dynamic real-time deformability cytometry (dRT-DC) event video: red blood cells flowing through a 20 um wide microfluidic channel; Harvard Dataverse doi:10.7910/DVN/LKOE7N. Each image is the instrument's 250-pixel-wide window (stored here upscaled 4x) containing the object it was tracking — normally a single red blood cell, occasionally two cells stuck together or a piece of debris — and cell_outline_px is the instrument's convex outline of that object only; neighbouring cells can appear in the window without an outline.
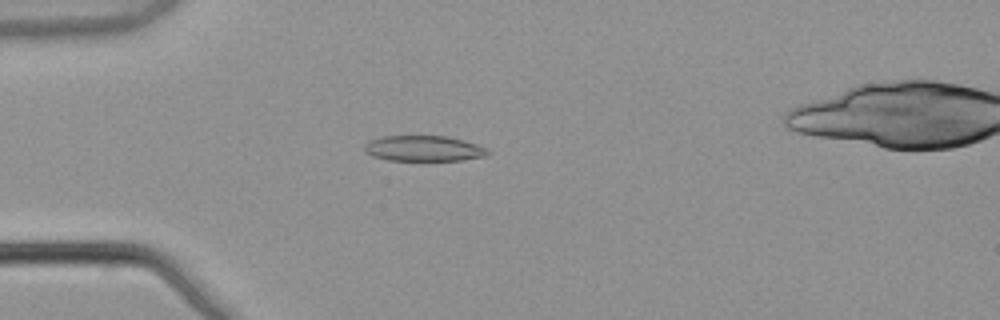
{"species": "common noctule bat (a hibernating species)", "species_latin": "Nyctalus noctula", "temperature_condition": "warm", "stored_images_in_passage": 4, "camera_frame_rate_fps": 3000, "um_per_image_px": 0.085, "animal": {"sex": "male", "body_mass_g": 21.5, "forearm_length_mm": 52.0}, "frame": {"image": 1, "passage_image": 3, "time_ms": 0.667, "image_size_px": [1000, 320], "cell_outline_px": [[492, 152], [488, 156], [460, 160], [388, 160], [372, 156], [364, 152], [364, 144], [368, 140], [384, 136], [448, 136], [464, 140], [488, 148]], "centroid_in_image_um": [36.03, 12.62], "position_along_channel_um": 49.0, "area_um2": 18.61}}